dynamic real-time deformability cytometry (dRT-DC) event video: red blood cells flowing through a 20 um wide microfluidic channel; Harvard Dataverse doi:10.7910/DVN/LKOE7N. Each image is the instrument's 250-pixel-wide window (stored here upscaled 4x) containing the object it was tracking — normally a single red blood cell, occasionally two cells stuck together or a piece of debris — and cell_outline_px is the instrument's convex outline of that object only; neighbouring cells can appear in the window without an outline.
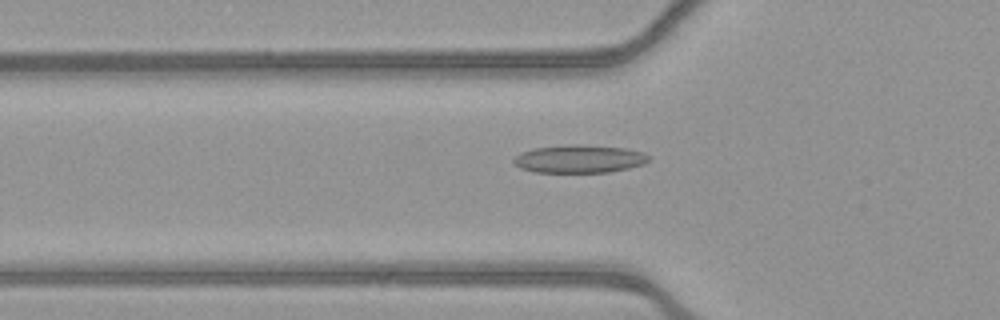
{"species": "common noctule bat (a hibernating species)", "species_latin": "Nyctalus noctula", "temperature_condition": "warm", "stored_images_in_passage": 54, "camera_frame_rate_fps": 3000, "um_per_image_px": 0.085, "animal": {"sex": "female", "body_mass_g": 21.9}, "frame": {"image": 1, "passage_image": 19, "time_ms": 6.0, "image_size_px": [1000, 320], "cell_outline_px": [[652, 160], [644, 164], [628, 168], [608, 172], [532, 172], [520, 168], [512, 164], [512, 160], [520, 152], [532, 148], [572, 144], [580, 144], [624, 148], [644, 152]], "centroid_in_image_um": [49.21, 13.5], "position_along_channel_um": 76.6, "area_um2": 22.25}}
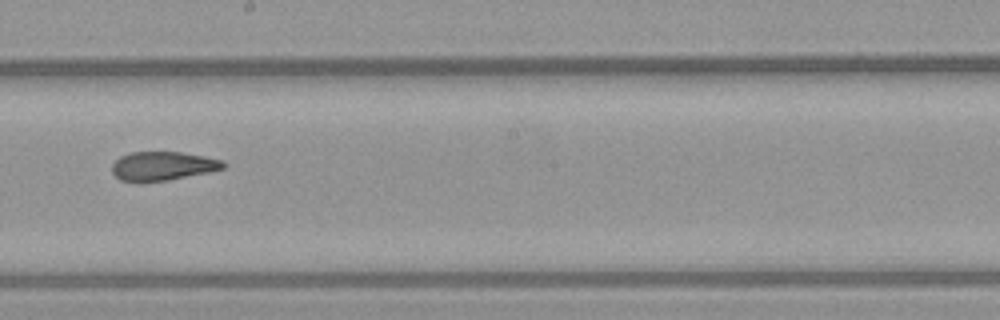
{"frame": {"image": 2, "passage_image": 31, "time_ms": 10.0, "image_size_px": [1000, 320], "cell_outline_px": [[228, 164], [224, 168], [208, 172], [168, 180], [140, 184], [136, 184], [120, 180], [112, 172], [112, 164], [120, 156], [132, 152], [180, 152], [204, 156], [224, 160]], "centroid_in_image_um": [13.81, 14.14], "position_along_channel_um": 234.4, "area_um2": 19.13}}
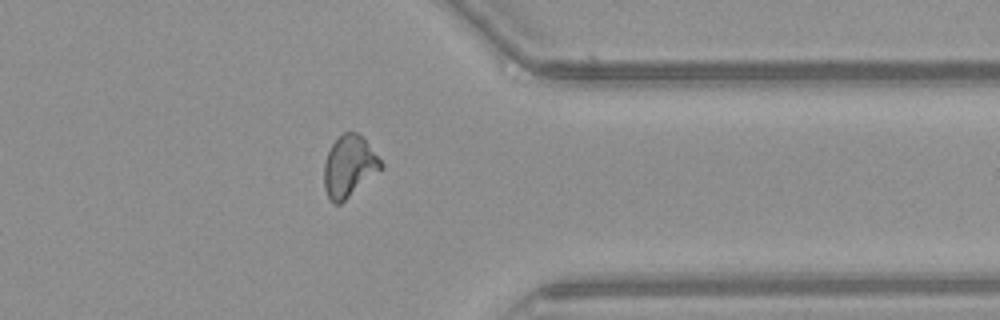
{"frame": {"image": 3, "passage_image": 43, "time_ms": 14.0, "image_size_px": [1000, 320], "cell_outline_px": [[384, 168], [340, 204], [332, 204], [324, 188], [324, 164], [328, 152], [332, 144], [344, 132], [356, 132], [364, 140], [384, 164]], "centroid_in_image_um": [29.67, 14.17], "position_along_channel_um": 381.7, "area_um2": 20.17}}